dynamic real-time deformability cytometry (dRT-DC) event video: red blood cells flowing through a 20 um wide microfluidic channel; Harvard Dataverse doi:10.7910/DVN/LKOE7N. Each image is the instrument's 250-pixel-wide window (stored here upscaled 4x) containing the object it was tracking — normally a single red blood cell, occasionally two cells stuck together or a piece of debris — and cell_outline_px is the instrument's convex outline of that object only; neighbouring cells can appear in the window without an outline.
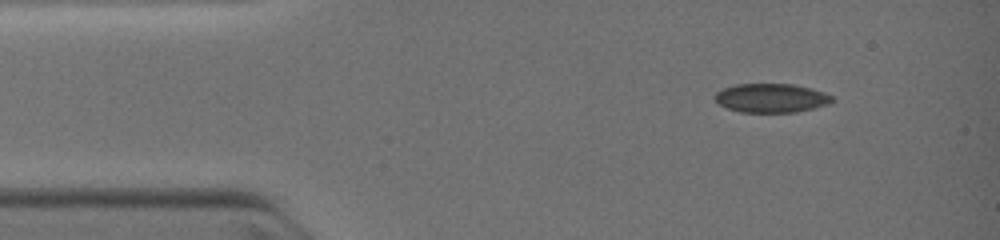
{"species": "common noctule bat (a hibernating species)", "species_latin": "Nyctalus noctula", "temperature_condition": "warm", "stored_images_in_passage": 34, "camera_frame_rate_fps": 3000, "um_per_image_px": 0.085, "animal": {"sex": "female", "body_mass_g": 19.0, "forearm_length_mm": 51.5}, "frame": {"image": 1, "passage_image": 1, "time_ms": 0.0, "image_size_px": [1000, 240], "cell_outline_px": [[832, 100], [828, 104], [796, 112], [740, 112], [728, 108], [720, 104], [712, 96], [716, 92], [724, 88], [736, 84], [792, 84], [812, 88], [824, 92], [832, 96]], "centroid_in_image_um": [65.54, 8.32], "position_along_channel_um": 19.5, "area_um2": 19.65}}
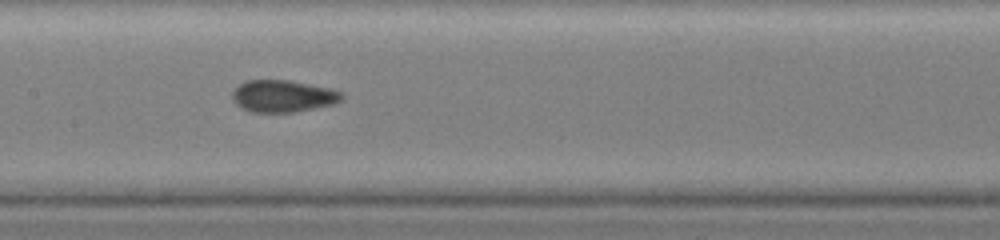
{"frame": {"image": 2, "passage_image": 15, "time_ms": 4.667, "image_size_px": [1000, 240], "cell_outline_px": [[344, 96], [340, 100], [332, 104], [296, 112], [252, 112], [236, 104], [232, 100], [232, 92], [240, 84], [248, 80], [288, 80], [332, 88], [344, 92]], "centroid_in_image_um": [24.07, 8.16], "position_along_channel_um": 183.3, "area_um2": 20.4}}
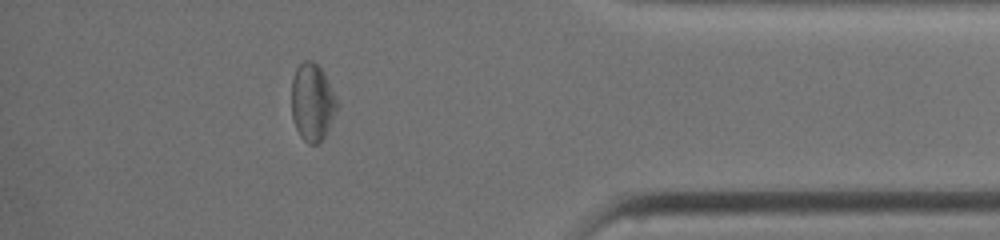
{"frame": {"image": 3, "passage_image": 29, "time_ms": 9.667, "image_size_px": [1000, 240], "cell_outline_px": [[336, 108], [328, 128], [324, 136], [316, 144], [308, 144], [300, 136], [292, 120], [292, 80], [296, 68], [304, 60], [312, 60], [324, 72], [336, 96]], "centroid_in_image_um": [26.52, 8.67], "position_along_channel_um": 408.7, "area_um2": 20.23}}